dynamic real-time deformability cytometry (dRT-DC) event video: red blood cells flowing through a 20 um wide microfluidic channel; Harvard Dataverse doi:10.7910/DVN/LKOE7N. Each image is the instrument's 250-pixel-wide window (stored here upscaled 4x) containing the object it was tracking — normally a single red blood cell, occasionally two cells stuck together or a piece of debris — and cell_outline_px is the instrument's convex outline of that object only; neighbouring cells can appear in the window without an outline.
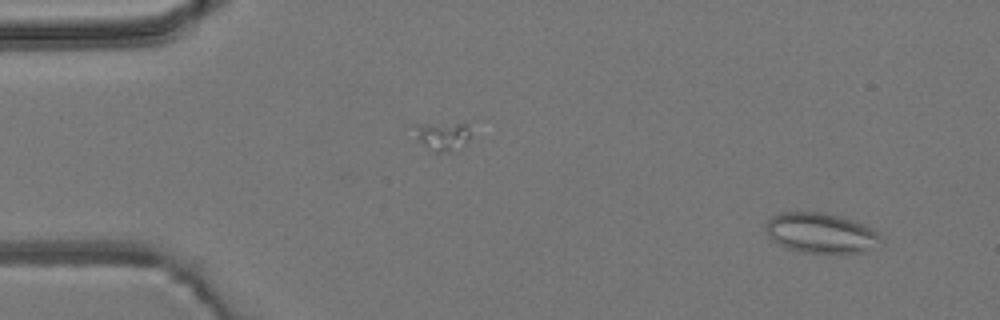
{"species": "common noctule bat (a hibernating species)", "species_latin": "Nyctalus noctula", "temperature_condition": "room temperature", "stored_images_in_passage": 4, "camera_frame_rate_fps": 3000, "um_per_image_px": 0.085, "animal": {"sex": "male", "body_mass_g": 19.2, "forearm_length_mm": 51.8}, "frame": {"image": 1, "passage_image": 1, "time_ms": 0.0, "image_size_px": [1000, 320], "cell_outline_px": [[884, 240], [864, 252], [800, 252], [788, 248], [772, 240], [768, 236], [764, 228], [764, 224], [772, 216], [780, 212], [824, 212], [856, 220], [872, 228]], "centroid_in_image_um": [69.75, 19.78], "position_along_channel_um": 15.2, "area_um2": 26.93}}
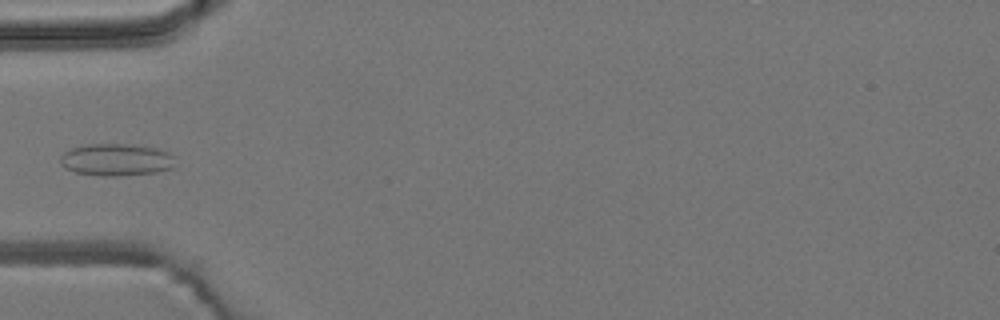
{"frame": {"image": 2, "passage_image": 4, "time_ms": 4.333, "image_size_px": [1000, 320], "cell_outline_px": [[176, 168], [156, 172], [116, 176], [100, 176], [76, 172], [64, 168], [60, 164], [60, 156], [64, 152], [72, 148], [88, 144], [128, 144], [156, 148], [168, 152], [172, 156]], "centroid_in_image_um": [9.87, 13.58], "position_along_channel_um": 75.1, "area_um2": 21.62}}